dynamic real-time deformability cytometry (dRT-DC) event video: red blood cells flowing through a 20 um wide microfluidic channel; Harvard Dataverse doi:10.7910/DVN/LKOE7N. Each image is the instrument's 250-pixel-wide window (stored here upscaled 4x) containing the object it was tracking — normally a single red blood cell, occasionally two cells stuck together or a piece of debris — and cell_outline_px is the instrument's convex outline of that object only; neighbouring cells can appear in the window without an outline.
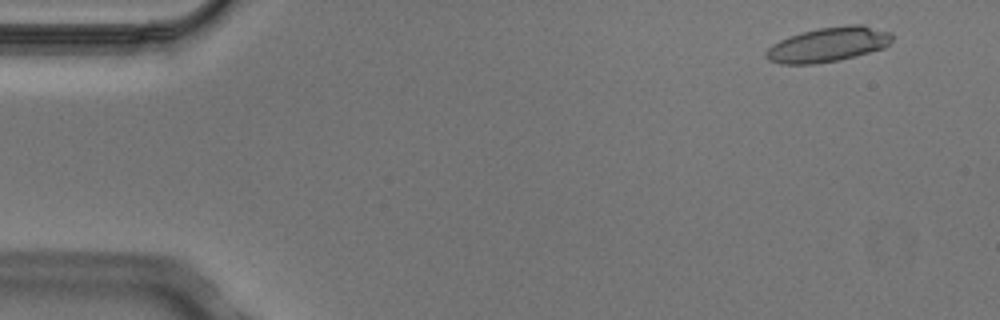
{"species": "Egyptian fruit bat (a non-hibernating species)", "species_latin": "Rousettus aegyptiacus", "temperature_condition": "cold", "stored_images_in_passage": 4, "camera_frame_rate_fps": 3000, "um_per_image_px": 0.085, "animal": {"sex": "male"}, "frame": {"image": 1, "passage_image": 1, "time_ms": 0.0, "image_size_px": [1000, 320], "cell_outline_px": [[892, 40], [884, 48], [836, 60], [816, 64], [780, 64], [768, 60], [764, 56], [764, 52], [772, 44], [780, 40], [800, 32], [820, 28], [848, 24], [864, 24], [892, 32]], "centroid_in_image_um": [70.38, 3.77], "position_along_channel_um": 14.6, "area_um2": 25.49}}
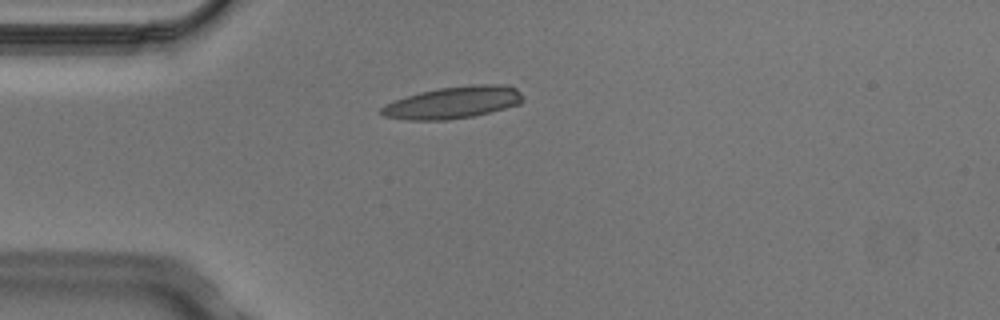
{"frame": {"image": 2, "passage_image": 4, "time_ms": 1.0, "image_size_px": [1000, 320], "cell_outline_px": [[524, 100], [520, 104], [472, 116], [448, 120], [408, 120], [384, 116], [380, 112], [380, 108], [384, 104], [420, 92], [436, 88], [472, 84], [504, 84], [516, 88], [520, 92]], "centroid_in_image_um": [38.52, 8.7], "position_along_channel_um": 46.5, "area_um2": 26.41}}